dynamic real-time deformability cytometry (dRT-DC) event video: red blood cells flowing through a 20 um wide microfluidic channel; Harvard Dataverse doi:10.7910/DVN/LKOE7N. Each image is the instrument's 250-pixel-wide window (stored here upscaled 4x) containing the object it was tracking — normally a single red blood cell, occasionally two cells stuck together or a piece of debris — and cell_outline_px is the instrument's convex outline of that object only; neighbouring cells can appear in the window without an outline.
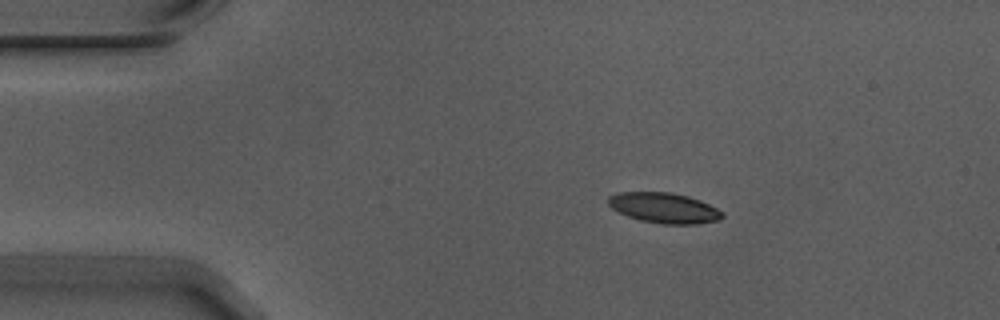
{"species": "Egyptian fruit bat (a non-hibernating species)", "species_latin": "Rousettus aegyptiacus", "temperature_condition": "warm", "stored_images_in_passage": 47, "camera_frame_rate_fps": 3000, "um_per_image_px": 0.085, "animal": {"sex": "male"}, "frame": {"image": 1, "passage_image": 1, "time_ms": 0.0, "image_size_px": [1000, 320], "cell_outline_px": [[724, 216], [720, 220], [696, 224], [664, 224], [640, 220], [628, 216], [612, 208], [608, 204], [608, 196], [616, 192], [672, 192], [688, 196], [700, 200], [724, 212]], "centroid_in_image_um": [56.46, 17.66], "position_along_channel_um": 28.5, "area_um2": 20.23}}
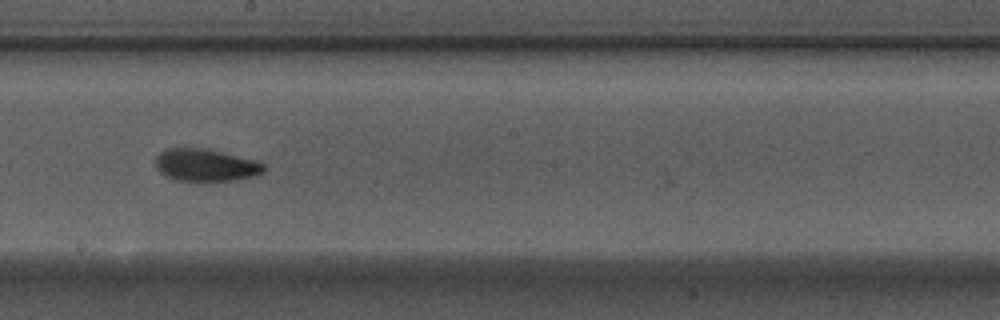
{"frame": {"image": 2, "passage_image": 22, "time_ms": 7.0, "image_size_px": [1000, 320], "cell_outline_px": [[264, 172], [256, 176], [236, 180], [176, 180], [164, 176], [156, 168], [156, 156], [164, 148], [208, 148], [260, 160], [264, 164]], "centroid_in_image_um": [17.52, 14.01], "position_along_channel_um": 230.7, "area_um2": 20.81}}
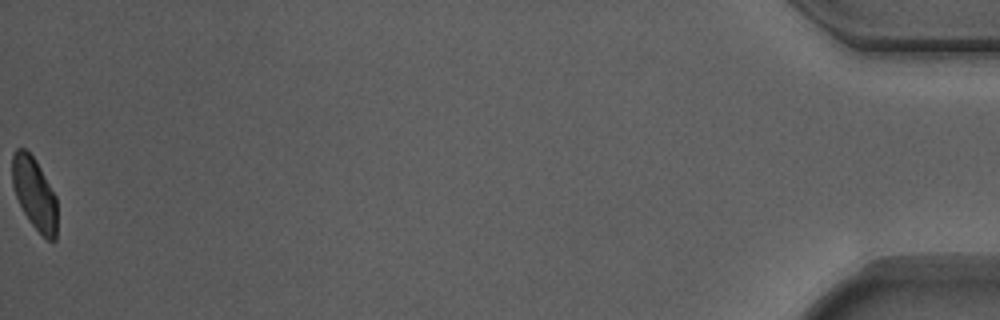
{"frame": {"image": 3, "passage_image": 47, "time_ms": 15.333, "image_size_px": [1000, 320], "cell_outline_px": [[56, 240], [48, 240], [32, 224], [24, 212], [16, 196], [12, 184], [12, 152], [16, 148], [24, 148], [36, 160], [56, 196]], "centroid_in_image_um": [2.91, 16.41], "position_along_channel_um": 432.3, "area_um2": 18.61}, "authors_computed_cell_mechanics": {"area_um2": 20.3456, "velocity_mm_per_s": 3.7102, "shape_relaxation_time_tau1_ms": 3.9189, "shape_relaxation_time_tau2_ms": 2.9633, "deformation_change_tau1": 0.1104, "deformation_change_tau2": 0.0838}}